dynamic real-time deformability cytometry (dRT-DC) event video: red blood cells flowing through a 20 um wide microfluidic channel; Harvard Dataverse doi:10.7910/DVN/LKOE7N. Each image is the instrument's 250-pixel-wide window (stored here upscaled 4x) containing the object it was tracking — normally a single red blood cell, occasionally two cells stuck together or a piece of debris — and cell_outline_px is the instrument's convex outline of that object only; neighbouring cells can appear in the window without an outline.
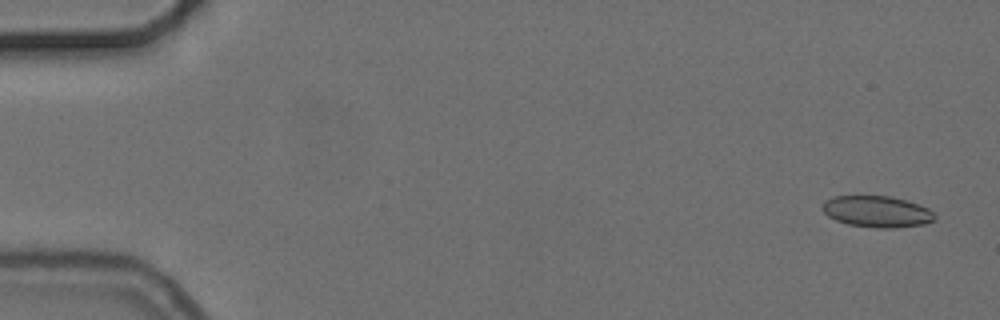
{"species": "common noctule bat (a hibernating species)", "species_latin": "Nyctalus noctula", "temperature_condition": "cold", "stored_images_in_passage": 5, "camera_frame_rate_fps": 3000, "um_per_image_px": 0.085, "animal": {"sex": "female", "body_mass_g": 24.6, "forearm_length_mm": 56.2}, "frame": {"image": 1, "passage_image": 1, "time_ms": 0.0, "image_size_px": [1000, 320], "cell_outline_px": [[936, 220], [924, 224], [896, 228], [876, 228], [848, 224], [836, 220], [828, 216], [820, 208], [824, 200], [836, 196], [892, 196], [920, 204], [928, 208], [936, 216]], "centroid_in_image_um": [74.55, 17.98], "position_along_channel_um": 10.5, "area_um2": 20.75}}
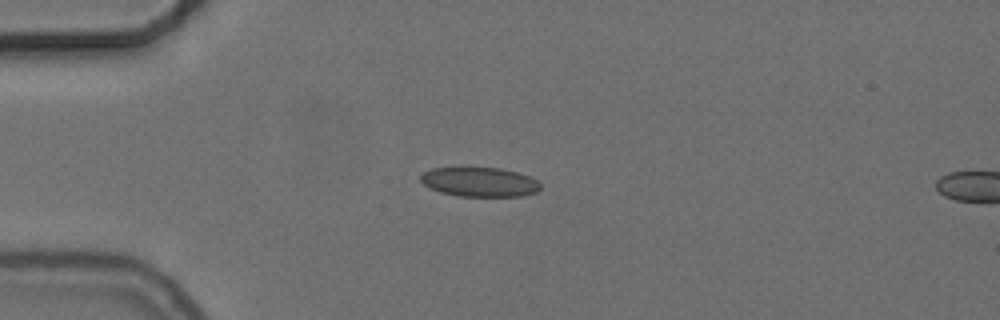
{"frame": {"image": 2, "passage_image": 4, "time_ms": 4.0, "image_size_px": [1000, 320], "cell_outline_px": [[540, 188], [536, 192], [520, 196], [460, 196], [440, 192], [424, 184], [420, 180], [420, 176], [424, 172], [432, 168], [460, 164], [468, 164], [500, 168], [532, 176], [540, 184]], "centroid_in_image_um": [40.72, 15.4], "position_along_channel_um": 44.3, "area_um2": 21.44}}